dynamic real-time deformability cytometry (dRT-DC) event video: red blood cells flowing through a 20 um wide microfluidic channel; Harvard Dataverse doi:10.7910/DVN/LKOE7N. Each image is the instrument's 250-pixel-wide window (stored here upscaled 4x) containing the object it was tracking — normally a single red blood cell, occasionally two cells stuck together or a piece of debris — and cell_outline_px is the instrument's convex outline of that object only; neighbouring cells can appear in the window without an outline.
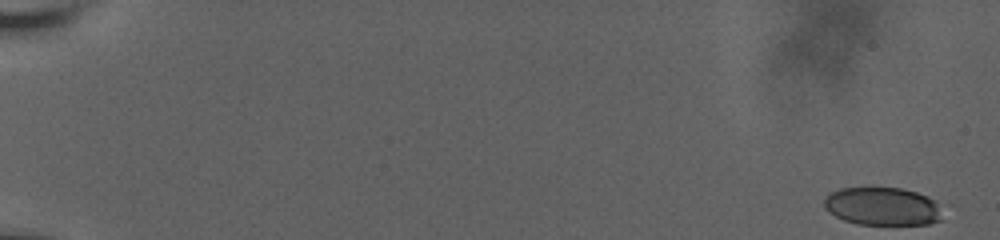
{"species": "human", "species_latin": "Homo sapiens", "temperature_condition": "room temperature", "stored_images_in_passage": 38, "camera_frame_rate_fps": 3000, "um_per_image_px": 0.085, "donor": {"sex": "male"}, "frame": {"image": 1, "passage_image": 1, "time_ms": 0.0, "image_size_px": [1000, 240], "cell_outline_px": [[940, 220], [928, 224], [856, 224], [844, 220], [828, 212], [824, 208], [824, 200], [832, 192], [840, 188], [872, 184], [900, 188], [916, 192], [928, 196], [936, 200]], "centroid_in_image_um": [74.94, 17.48], "position_along_channel_um": 10.1, "area_um2": 26.82}}
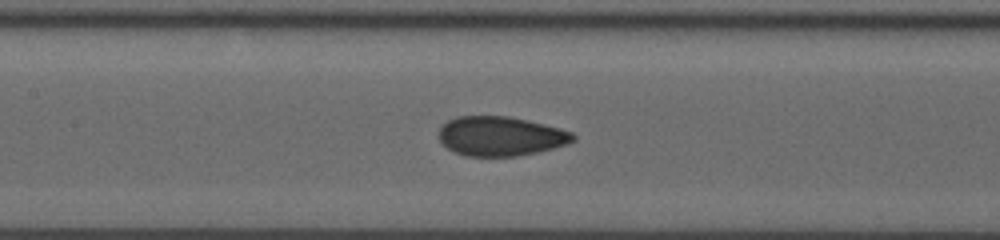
{"frame": {"image": 2, "passage_image": 20, "time_ms": 10.0, "image_size_px": [1000, 240], "cell_outline_px": [[576, 140], [568, 144], [536, 152], [516, 156], [464, 156], [448, 148], [440, 140], [440, 128], [448, 120], [456, 116], [508, 116], [544, 124], [560, 128], [572, 132], [576, 136]], "centroid_in_image_um": [42.57, 11.57], "position_along_channel_um": 164.8, "area_um2": 30.69}}
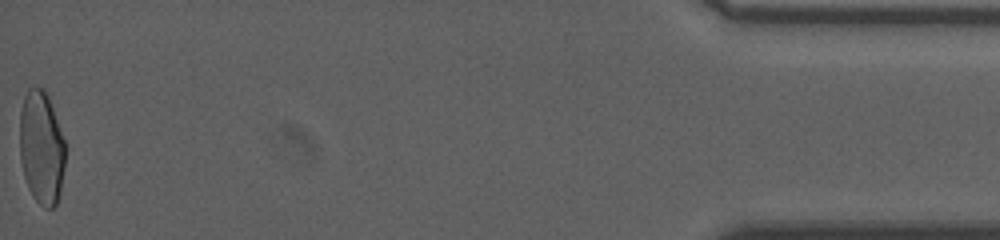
{"frame": {"image": 3, "passage_image": 38, "time_ms": 19.667, "image_size_px": [1000, 240], "cell_outline_px": [[64, 168], [60, 192], [56, 204], [52, 208], [44, 208], [32, 196], [28, 188], [24, 176], [20, 160], [20, 112], [24, 96], [28, 88], [44, 88], [48, 96], [64, 140]], "centroid_in_image_um": [3.51, 12.56], "position_along_channel_um": 431.7, "area_um2": 29.94}, "authors_computed_cell_mechanics": {"area_um2": 30.4317, "velocity_mm_per_s": 3.6497, "shape_relaxation_time_tau1_ms": 9.7811, "shape_relaxation_time_tau2_ms": 0.9101, "deformation_change_tau1": 0.2003, "deformation_change_tau2": 0.0491}}